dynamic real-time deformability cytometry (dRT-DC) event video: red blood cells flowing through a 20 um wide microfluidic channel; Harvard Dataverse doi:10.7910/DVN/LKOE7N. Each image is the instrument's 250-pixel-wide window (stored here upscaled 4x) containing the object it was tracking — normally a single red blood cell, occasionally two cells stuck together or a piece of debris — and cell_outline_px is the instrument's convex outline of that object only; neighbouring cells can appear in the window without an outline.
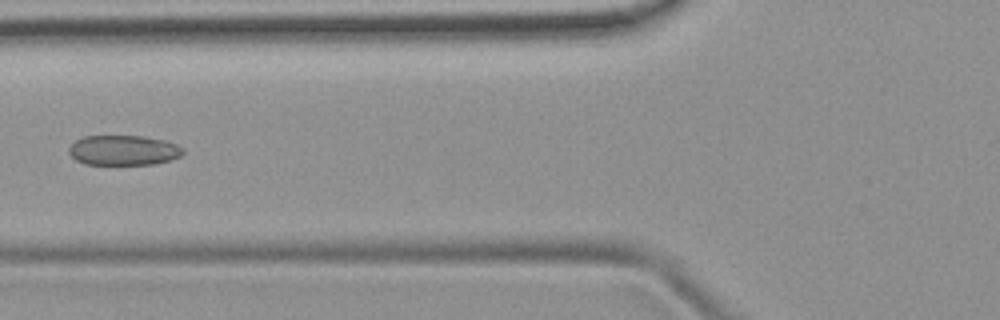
{"species": "common noctule bat (a hibernating species)", "species_latin": "Nyctalus noctula", "temperature_condition": "room temperature", "stored_images_in_passage": 5, "camera_frame_rate_fps": 3000, "um_per_image_px": 0.085, "animal": {"sex": "female", "body_mass_g": 19.9}, "frame": {"image": 1, "passage_image": 5, "time_ms": 5.333, "image_size_px": [1000, 320], "cell_outline_px": [[184, 152], [180, 156], [168, 160], [152, 164], [84, 164], [76, 160], [68, 152], [68, 148], [76, 140], [84, 136], [144, 136], [164, 140], [176, 144], [184, 148]], "centroid_in_image_um": [10.49, 12.76], "position_along_channel_um": 115.3, "area_um2": 19.88}}